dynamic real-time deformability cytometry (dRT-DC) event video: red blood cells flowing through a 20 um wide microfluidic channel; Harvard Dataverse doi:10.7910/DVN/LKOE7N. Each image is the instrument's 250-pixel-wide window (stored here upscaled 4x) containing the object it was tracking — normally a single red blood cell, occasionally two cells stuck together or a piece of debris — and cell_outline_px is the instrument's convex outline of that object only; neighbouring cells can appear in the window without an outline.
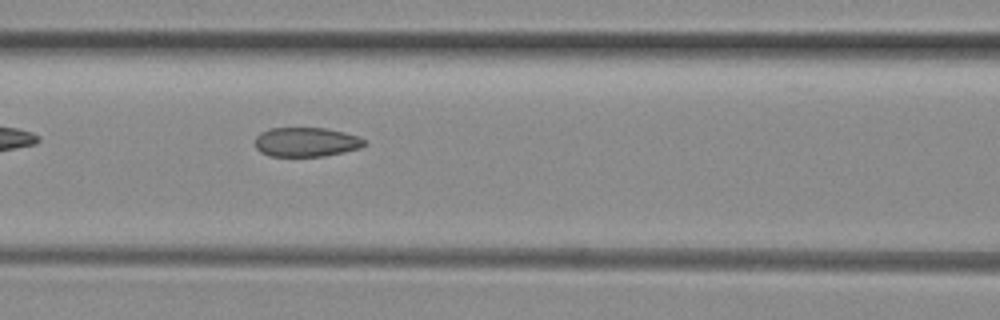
{"species": "common noctule bat (a hibernating species)", "species_latin": "Nyctalus noctula", "temperature_condition": "room temperature", "stored_images_in_passage": 26, "camera_frame_rate_fps": 3000, "um_per_image_px": 0.085, "animal": {"sex": "female", "body_mass_g": 29.2, "forearm_length_mm": 56.3}, "frame": {"image": 1, "passage_image": 6, "time_ms": 1.667, "image_size_px": [1000, 320], "cell_outline_px": [[368, 144], [360, 148], [344, 152], [324, 156], [268, 156], [260, 152], [256, 148], [256, 136], [260, 132], [268, 128], [324, 128], [344, 132], [360, 136]], "centroid_in_image_um": [26.03, 12.07], "position_along_channel_um": 140.6, "area_um2": 18.84}}
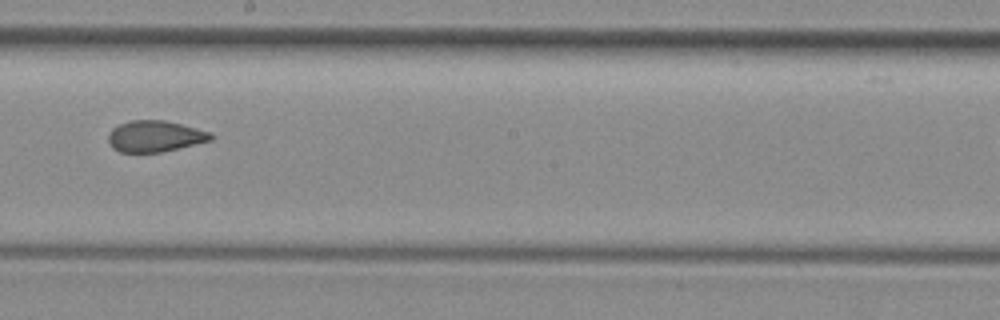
{"frame": {"image": 2, "passage_image": 13, "time_ms": 4.0, "image_size_px": [1000, 320], "cell_outline_px": [[212, 140], [160, 152], [120, 152], [112, 148], [108, 140], [108, 136], [112, 128], [120, 124], [132, 120], [164, 120], [212, 132]], "centroid_in_image_um": [13.15, 11.58], "position_along_channel_um": 235.0, "area_um2": 18.5}}
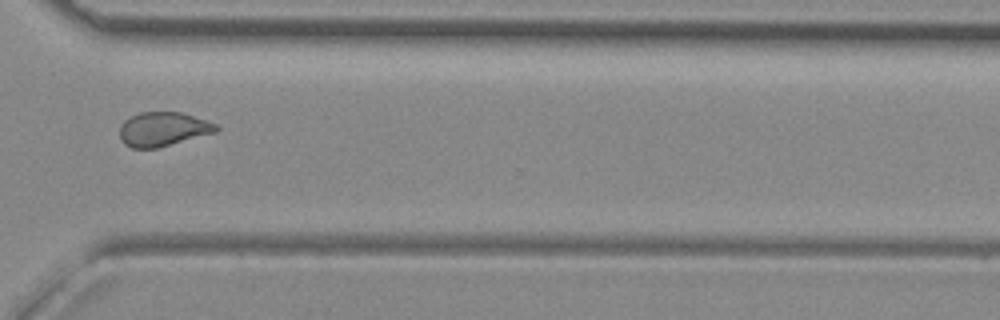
{"frame": {"image": 3, "passage_image": 22, "time_ms": 7.0, "image_size_px": [1000, 320], "cell_outline_px": [[220, 128], [216, 132], [156, 148], [132, 148], [124, 144], [120, 140], [120, 124], [124, 120], [140, 112], [180, 112], [216, 124]], "centroid_in_image_um": [13.82, 10.98], "position_along_channel_um": 356.8, "area_um2": 19.02}}